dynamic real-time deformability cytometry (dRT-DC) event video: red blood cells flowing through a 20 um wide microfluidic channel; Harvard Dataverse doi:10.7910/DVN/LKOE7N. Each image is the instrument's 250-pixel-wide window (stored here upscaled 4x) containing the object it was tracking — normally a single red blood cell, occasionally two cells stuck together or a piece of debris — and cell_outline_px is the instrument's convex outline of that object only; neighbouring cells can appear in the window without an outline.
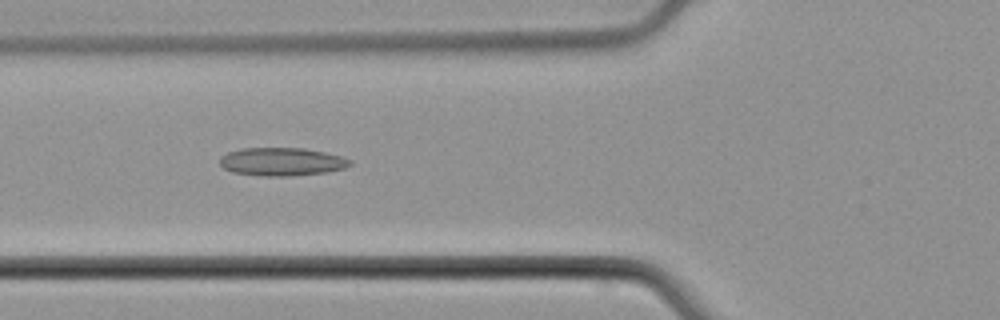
{"species": "common noctule bat (a hibernating species)", "species_latin": "Nyctalus noctula", "temperature_condition": "cold", "stored_images_in_passage": 7, "camera_frame_rate_fps": 3000, "um_per_image_px": 0.085, "animal": {"sex": "male", "body_mass_g": 21.5, "forearm_length_mm": 52.0}, "frame": {"image": 1, "passage_image": 6, "time_ms": 6.0, "image_size_px": [1000, 320], "cell_outline_px": [[352, 164], [344, 168], [328, 172], [288, 176], [264, 176], [232, 172], [224, 168], [220, 164], [220, 156], [228, 152], [240, 148], [304, 148], [344, 156], [352, 160]], "centroid_in_image_um": [23.97, 13.74], "position_along_channel_um": 101.8, "area_um2": 21.5}}
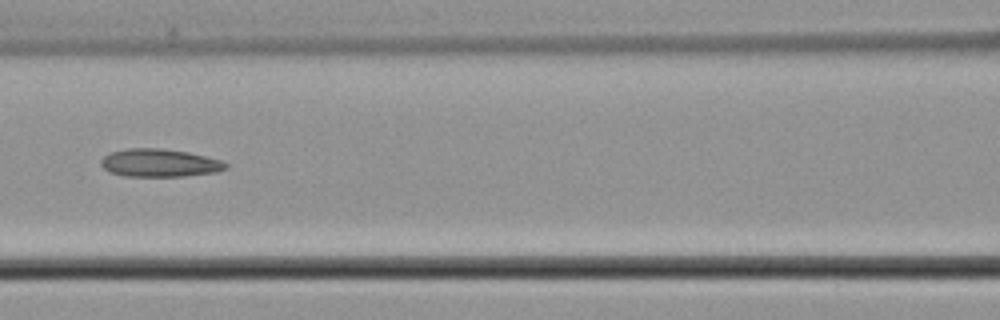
{"frame": {"image": 2, "passage_image": 7, "time_ms": 7.333, "image_size_px": [1000, 320], "cell_outline_px": [[228, 168], [216, 172], [184, 176], [124, 176], [112, 172], [104, 168], [100, 164], [100, 160], [108, 152], [128, 148], [160, 148], [188, 152], [220, 160], [228, 164]], "centroid_in_image_um": [13.54, 13.84], "position_along_channel_um": 153.1, "area_um2": 20.29}}